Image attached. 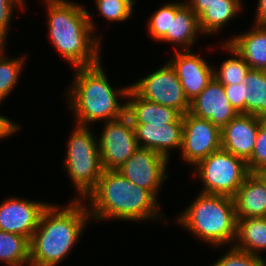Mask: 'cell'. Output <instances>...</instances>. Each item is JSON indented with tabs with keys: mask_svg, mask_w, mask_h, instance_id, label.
<instances>
[{
	"mask_svg": "<svg viewBox=\"0 0 266 266\" xmlns=\"http://www.w3.org/2000/svg\"><path fill=\"white\" fill-rule=\"evenodd\" d=\"M42 1L47 5L48 37L56 52L73 68L98 64L102 36L95 34L94 14L71 0Z\"/></svg>",
	"mask_w": 266,
	"mask_h": 266,
	"instance_id": "1",
	"label": "cell"
},
{
	"mask_svg": "<svg viewBox=\"0 0 266 266\" xmlns=\"http://www.w3.org/2000/svg\"><path fill=\"white\" fill-rule=\"evenodd\" d=\"M158 200L149 190L130 182L118 170H103L96 187L84 202H87L90 220L95 222L107 219L125 222L162 219L167 222L160 212Z\"/></svg>",
	"mask_w": 266,
	"mask_h": 266,
	"instance_id": "2",
	"label": "cell"
},
{
	"mask_svg": "<svg viewBox=\"0 0 266 266\" xmlns=\"http://www.w3.org/2000/svg\"><path fill=\"white\" fill-rule=\"evenodd\" d=\"M90 214L84 200L50 203L30 239V266H58L82 237Z\"/></svg>",
	"mask_w": 266,
	"mask_h": 266,
	"instance_id": "3",
	"label": "cell"
},
{
	"mask_svg": "<svg viewBox=\"0 0 266 266\" xmlns=\"http://www.w3.org/2000/svg\"><path fill=\"white\" fill-rule=\"evenodd\" d=\"M74 77L67 97L74 115V124L90 126L94 122H108L122 118L126 114V101L130 85L113 87L102 67L98 64L74 68Z\"/></svg>",
	"mask_w": 266,
	"mask_h": 266,
	"instance_id": "4",
	"label": "cell"
},
{
	"mask_svg": "<svg viewBox=\"0 0 266 266\" xmlns=\"http://www.w3.org/2000/svg\"><path fill=\"white\" fill-rule=\"evenodd\" d=\"M176 220L195 239L209 243L212 248L235 243L237 217L232 197L199 192Z\"/></svg>",
	"mask_w": 266,
	"mask_h": 266,
	"instance_id": "5",
	"label": "cell"
},
{
	"mask_svg": "<svg viewBox=\"0 0 266 266\" xmlns=\"http://www.w3.org/2000/svg\"><path fill=\"white\" fill-rule=\"evenodd\" d=\"M74 127L67 138L63 167L78 193L73 200H84L96 187L103 168L96 132L89 126Z\"/></svg>",
	"mask_w": 266,
	"mask_h": 266,
	"instance_id": "6",
	"label": "cell"
},
{
	"mask_svg": "<svg viewBox=\"0 0 266 266\" xmlns=\"http://www.w3.org/2000/svg\"><path fill=\"white\" fill-rule=\"evenodd\" d=\"M193 177L202 182L200 192L234 197L249 174L246 162L232 153L220 149L194 166Z\"/></svg>",
	"mask_w": 266,
	"mask_h": 266,
	"instance_id": "7",
	"label": "cell"
},
{
	"mask_svg": "<svg viewBox=\"0 0 266 266\" xmlns=\"http://www.w3.org/2000/svg\"><path fill=\"white\" fill-rule=\"evenodd\" d=\"M130 87L147 101L174 108L182 115L189 112L190 102L169 61L146 77L130 84Z\"/></svg>",
	"mask_w": 266,
	"mask_h": 266,
	"instance_id": "8",
	"label": "cell"
},
{
	"mask_svg": "<svg viewBox=\"0 0 266 266\" xmlns=\"http://www.w3.org/2000/svg\"><path fill=\"white\" fill-rule=\"evenodd\" d=\"M98 136V149L103 170H117L138 149L131 119L125 114L122 118L104 122Z\"/></svg>",
	"mask_w": 266,
	"mask_h": 266,
	"instance_id": "9",
	"label": "cell"
},
{
	"mask_svg": "<svg viewBox=\"0 0 266 266\" xmlns=\"http://www.w3.org/2000/svg\"><path fill=\"white\" fill-rule=\"evenodd\" d=\"M221 149V129L190 112L183 115L182 161L195 166Z\"/></svg>",
	"mask_w": 266,
	"mask_h": 266,
	"instance_id": "10",
	"label": "cell"
},
{
	"mask_svg": "<svg viewBox=\"0 0 266 266\" xmlns=\"http://www.w3.org/2000/svg\"><path fill=\"white\" fill-rule=\"evenodd\" d=\"M168 164L169 160L163 155L138 147L117 170L130 182L149 190L158 198L160 187L169 176L167 174Z\"/></svg>",
	"mask_w": 266,
	"mask_h": 266,
	"instance_id": "11",
	"label": "cell"
},
{
	"mask_svg": "<svg viewBox=\"0 0 266 266\" xmlns=\"http://www.w3.org/2000/svg\"><path fill=\"white\" fill-rule=\"evenodd\" d=\"M49 204L24 197L6 198L0 203V230L22 235L30 241Z\"/></svg>",
	"mask_w": 266,
	"mask_h": 266,
	"instance_id": "12",
	"label": "cell"
},
{
	"mask_svg": "<svg viewBox=\"0 0 266 266\" xmlns=\"http://www.w3.org/2000/svg\"><path fill=\"white\" fill-rule=\"evenodd\" d=\"M169 62L174 67L183 87L184 94L190 102L198 96L213 79V66L193 50L173 52Z\"/></svg>",
	"mask_w": 266,
	"mask_h": 266,
	"instance_id": "13",
	"label": "cell"
},
{
	"mask_svg": "<svg viewBox=\"0 0 266 266\" xmlns=\"http://www.w3.org/2000/svg\"><path fill=\"white\" fill-rule=\"evenodd\" d=\"M189 112L209 120L220 129L239 114L226 97L224 85L214 77L202 92L190 101Z\"/></svg>",
	"mask_w": 266,
	"mask_h": 266,
	"instance_id": "14",
	"label": "cell"
},
{
	"mask_svg": "<svg viewBox=\"0 0 266 266\" xmlns=\"http://www.w3.org/2000/svg\"><path fill=\"white\" fill-rule=\"evenodd\" d=\"M262 117L239 113L221 129V149L247 162L254 150Z\"/></svg>",
	"mask_w": 266,
	"mask_h": 266,
	"instance_id": "15",
	"label": "cell"
},
{
	"mask_svg": "<svg viewBox=\"0 0 266 266\" xmlns=\"http://www.w3.org/2000/svg\"><path fill=\"white\" fill-rule=\"evenodd\" d=\"M140 148L153 150L168 160L170 150H181L183 122L133 124Z\"/></svg>",
	"mask_w": 266,
	"mask_h": 266,
	"instance_id": "16",
	"label": "cell"
},
{
	"mask_svg": "<svg viewBox=\"0 0 266 266\" xmlns=\"http://www.w3.org/2000/svg\"><path fill=\"white\" fill-rule=\"evenodd\" d=\"M237 219L266 217V179L249 173L233 197Z\"/></svg>",
	"mask_w": 266,
	"mask_h": 266,
	"instance_id": "17",
	"label": "cell"
},
{
	"mask_svg": "<svg viewBox=\"0 0 266 266\" xmlns=\"http://www.w3.org/2000/svg\"><path fill=\"white\" fill-rule=\"evenodd\" d=\"M125 102L126 115L132 124L183 122V115L178 110L147 101L131 87Z\"/></svg>",
	"mask_w": 266,
	"mask_h": 266,
	"instance_id": "18",
	"label": "cell"
},
{
	"mask_svg": "<svg viewBox=\"0 0 266 266\" xmlns=\"http://www.w3.org/2000/svg\"><path fill=\"white\" fill-rule=\"evenodd\" d=\"M250 30L232 36L227 42L251 69L266 70V26L252 24Z\"/></svg>",
	"mask_w": 266,
	"mask_h": 266,
	"instance_id": "19",
	"label": "cell"
},
{
	"mask_svg": "<svg viewBox=\"0 0 266 266\" xmlns=\"http://www.w3.org/2000/svg\"><path fill=\"white\" fill-rule=\"evenodd\" d=\"M199 33L202 34L199 27V18L184 3L176 11L175 16H171L170 30L167 31V34L159 42L174 44L175 51L181 49L182 51L192 50L191 47L195 44Z\"/></svg>",
	"mask_w": 266,
	"mask_h": 266,
	"instance_id": "20",
	"label": "cell"
},
{
	"mask_svg": "<svg viewBox=\"0 0 266 266\" xmlns=\"http://www.w3.org/2000/svg\"><path fill=\"white\" fill-rule=\"evenodd\" d=\"M236 249L262 257L266 251V217L237 219Z\"/></svg>",
	"mask_w": 266,
	"mask_h": 266,
	"instance_id": "21",
	"label": "cell"
},
{
	"mask_svg": "<svg viewBox=\"0 0 266 266\" xmlns=\"http://www.w3.org/2000/svg\"><path fill=\"white\" fill-rule=\"evenodd\" d=\"M241 0H226V3H215L199 17V27L204 35H215L237 17L243 10Z\"/></svg>",
	"mask_w": 266,
	"mask_h": 266,
	"instance_id": "22",
	"label": "cell"
},
{
	"mask_svg": "<svg viewBox=\"0 0 266 266\" xmlns=\"http://www.w3.org/2000/svg\"><path fill=\"white\" fill-rule=\"evenodd\" d=\"M244 82L245 114L266 118V70L250 69Z\"/></svg>",
	"mask_w": 266,
	"mask_h": 266,
	"instance_id": "23",
	"label": "cell"
},
{
	"mask_svg": "<svg viewBox=\"0 0 266 266\" xmlns=\"http://www.w3.org/2000/svg\"><path fill=\"white\" fill-rule=\"evenodd\" d=\"M0 262L6 266H30V241L0 230Z\"/></svg>",
	"mask_w": 266,
	"mask_h": 266,
	"instance_id": "24",
	"label": "cell"
},
{
	"mask_svg": "<svg viewBox=\"0 0 266 266\" xmlns=\"http://www.w3.org/2000/svg\"><path fill=\"white\" fill-rule=\"evenodd\" d=\"M221 46L229 54H232L233 57L225 59L220 68H213V77L223 85L244 82L246 74L251 69L250 66L227 42H224Z\"/></svg>",
	"mask_w": 266,
	"mask_h": 266,
	"instance_id": "25",
	"label": "cell"
},
{
	"mask_svg": "<svg viewBox=\"0 0 266 266\" xmlns=\"http://www.w3.org/2000/svg\"><path fill=\"white\" fill-rule=\"evenodd\" d=\"M6 45L0 47V104L13 91L16 84L19 82V77L23 71V66L26 63L27 55L21 57L6 56Z\"/></svg>",
	"mask_w": 266,
	"mask_h": 266,
	"instance_id": "26",
	"label": "cell"
},
{
	"mask_svg": "<svg viewBox=\"0 0 266 266\" xmlns=\"http://www.w3.org/2000/svg\"><path fill=\"white\" fill-rule=\"evenodd\" d=\"M185 3L166 2L150 16L147 24V31L154 41H160L170 30L171 16H175L176 11Z\"/></svg>",
	"mask_w": 266,
	"mask_h": 266,
	"instance_id": "27",
	"label": "cell"
},
{
	"mask_svg": "<svg viewBox=\"0 0 266 266\" xmlns=\"http://www.w3.org/2000/svg\"><path fill=\"white\" fill-rule=\"evenodd\" d=\"M96 10L108 22H122L134 15L136 0H95Z\"/></svg>",
	"mask_w": 266,
	"mask_h": 266,
	"instance_id": "28",
	"label": "cell"
},
{
	"mask_svg": "<svg viewBox=\"0 0 266 266\" xmlns=\"http://www.w3.org/2000/svg\"><path fill=\"white\" fill-rule=\"evenodd\" d=\"M229 247L225 255L211 266H266V258L241 251L234 246Z\"/></svg>",
	"mask_w": 266,
	"mask_h": 266,
	"instance_id": "29",
	"label": "cell"
},
{
	"mask_svg": "<svg viewBox=\"0 0 266 266\" xmlns=\"http://www.w3.org/2000/svg\"><path fill=\"white\" fill-rule=\"evenodd\" d=\"M246 165L249 173H262L266 169V118L260 121L254 150Z\"/></svg>",
	"mask_w": 266,
	"mask_h": 266,
	"instance_id": "30",
	"label": "cell"
},
{
	"mask_svg": "<svg viewBox=\"0 0 266 266\" xmlns=\"http://www.w3.org/2000/svg\"><path fill=\"white\" fill-rule=\"evenodd\" d=\"M26 0H0V43L7 45V35L13 20L14 8L26 10Z\"/></svg>",
	"mask_w": 266,
	"mask_h": 266,
	"instance_id": "31",
	"label": "cell"
},
{
	"mask_svg": "<svg viewBox=\"0 0 266 266\" xmlns=\"http://www.w3.org/2000/svg\"><path fill=\"white\" fill-rule=\"evenodd\" d=\"M246 83L224 85L225 94L230 104L238 113L245 114Z\"/></svg>",
	"mask_w": 266,
	"mask_h": 266,
	"instance_id": "32",
	"label": "cell"
},
{
	"mask_svg": "<svg viewBox=\"0 0 266 266\" xmlns=\"http://www.w3.org/2000/svg\"><path fill=\"white\" fill-rule=\"evenodd\" d=\"M1 107V104H0ZM19 124L7 116L0 115V141L15 134L19 130Z\"/></svg>",
	"mask_w": 266,
	"mask_h": 266,
	"instance_id": "33",
	"label": "cell"
},
{
	"mask_svg": "<svg viewBox=\"0 0 266 266\" xmlns=\"http://www.w3.org/2000/svg\"><path fill=\"white\" fill-rule=\"evenodd\" d=\"M185 3L199 18L211 5L226 3V0H185Z\"/></svg>",
	"mask_w": 266,
	"mask_h": 266,
	"instance_id": "34",
	"label": "cell"
},
{
	"mask_svg": "<svg viewBox=\"0 0 266 266\" xmlns=\"http://www.w3.org/2000/svg\"><path fill=\"white\" fill-rule=\"evenodd\" d=\"M254 23L257 26H266V0L257 1Z\"/></svg>",
	"mask_w": 266,
	"mask_h": 266,
	"instance_id": "35",
	"label": "cell"
},
{
	"mask_svg": "<svg viewBox=\"0 0 266 266\" xmlns=\"http://www.w3.org/2000/svg\"><path fill=\"white\" fill-rule=\"evenodd\" d=\"M263 176H264V178L266 179V169L261 173Z\"/></svg>",
	"mask_w": 266,
	"mask_h": 266,
	"instance_id": "36",
	"label": "cell"
}]
</instances>
